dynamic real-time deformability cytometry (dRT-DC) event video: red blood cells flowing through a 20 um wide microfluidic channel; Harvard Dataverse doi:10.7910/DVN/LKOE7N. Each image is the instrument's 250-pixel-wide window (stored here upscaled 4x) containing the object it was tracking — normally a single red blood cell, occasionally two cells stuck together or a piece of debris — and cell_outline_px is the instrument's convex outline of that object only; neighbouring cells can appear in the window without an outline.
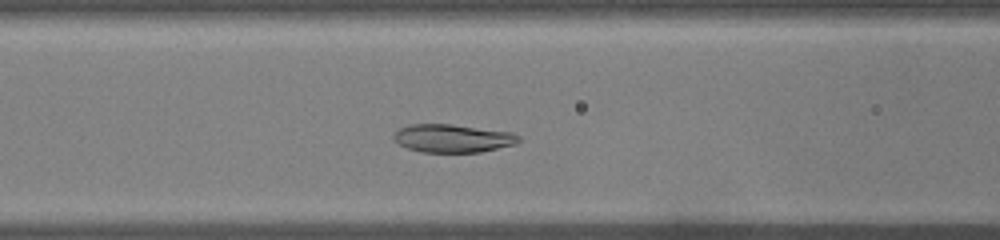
{"species": "common noctule bat (a hibernating species)", "species_latin": "Nyctalus noctula", "temperature_condition": "warm", "stored_images_in_passage": 40, "camera_frame_rate_fps": 3000, "um_per_image_px": 0.085, "animal": {"sex": "male", "body_mass_g": 19.0, "forearm_length_mm": 50.8}, "frame": {"image": 1, "passage_image": 11, "time_ms": 3.333, "image_size_px": [1000, 240], "cell_outline_px": [[520, 140], [516, 144], [480, 152], [420, 152], [408, 148], [392, 140], [392, 136], [400, 128], [408, 124], [452, 124], [512, 132], [520, 136]], "centroid_in_image_um": [38.47, 11.75], "position_along_channel_um": 128.1, "area_um2": 20.58}}
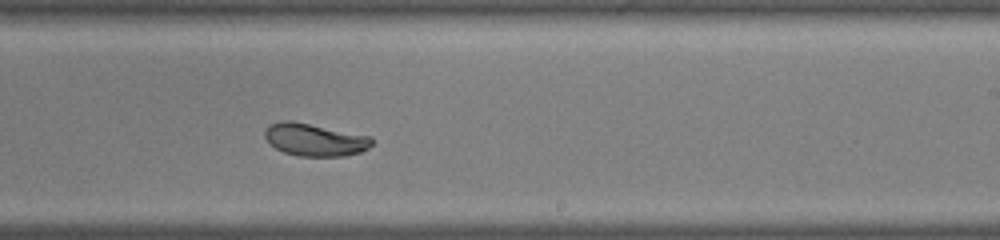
{"frame": {"image": 2, "passage_image": 21, "time_ms": 6.667, "image_size_px": [1000, 240], "cell_outline_px": [[372, 144], [368, 148], [360, 152], [344, 156], [296, 156], [284, 152], [276, 148], [264, 136], [264, 132], [272, 124], [280, 120], [292, 120], [372, 136]], "centroid_in_image_um": [26.78, 11.87], "position_along_channel_um": 262.2, "area_um2": 20.29}}
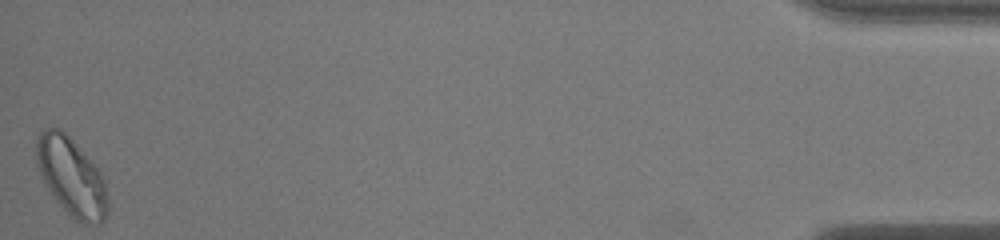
{"frame": {"image": 3, "passage_image": 40, "time_ms": 13.0, "image_size_px": [1000, 240], "cell_outline_px": [[108, 212], [104, 220], [100, 224], [84, 224], [76, 220], [56, 200], [40, 176], [36, 164], [36, 140], [40, 132], [44, 128], [56, 128], [64, 132], [72, 140], [104, 176], [108, 200]], "centroid_in_image_um": [6.08, 15.04], "position_along_channel_um": 429.1, "area_um2": 32.25}, "authors_computed_cell_mechanics": {"area_um2": 21.964, "velocity_mm_per_s": 4.0324, "shape_relaxation_time_tau1_ms": 11.023, "shape_relaxation_time_tau2_ms": null, "deformation_change_tau1": 0.3056, "deformation_change_tau2": null}}